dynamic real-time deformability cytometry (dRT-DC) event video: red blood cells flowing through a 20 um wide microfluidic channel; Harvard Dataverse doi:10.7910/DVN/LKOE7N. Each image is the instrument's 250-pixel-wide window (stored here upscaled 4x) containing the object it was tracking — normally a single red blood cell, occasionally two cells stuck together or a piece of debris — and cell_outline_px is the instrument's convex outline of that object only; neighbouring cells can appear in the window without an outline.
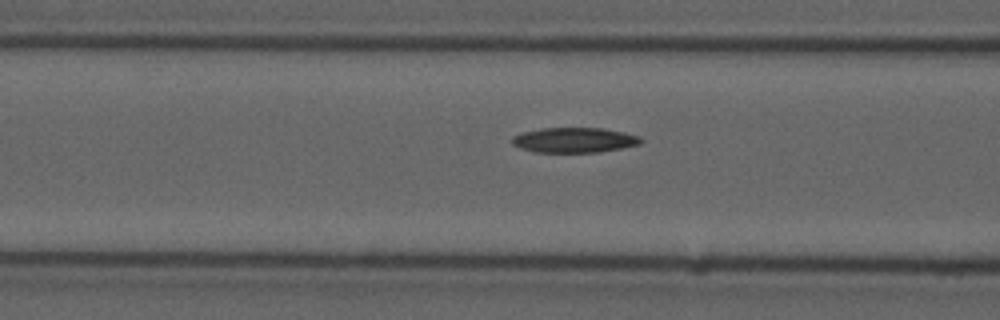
{"species": "common noctule bat (a hibernating species)", "species_latin": "Nyctalus noctula", "temperature_condition": "cold", "stored_images_in_passage": 12, "camera_frame_rate_fps": 3000, "um_per_image_px": 0.085, "animal": {"sex": "male", "forearm_length_mm": 52.5}, "frame": {"image": 1, "passage_image": 10, "time_ms": 3.0, "image_size_px": [1000, 320], "cell_outline_px": [[644, 140], [640, 144], [600, 152], [536, 152], [520, 148], [512, 144], [512, 136], [520, 132], [540, 128], [604, 128], [624, 132], [640, 136]], "centroid_in_image_um": [48.81, 11.9], "position_along_channel_um": 117.8, "area_um2": 18.96}}